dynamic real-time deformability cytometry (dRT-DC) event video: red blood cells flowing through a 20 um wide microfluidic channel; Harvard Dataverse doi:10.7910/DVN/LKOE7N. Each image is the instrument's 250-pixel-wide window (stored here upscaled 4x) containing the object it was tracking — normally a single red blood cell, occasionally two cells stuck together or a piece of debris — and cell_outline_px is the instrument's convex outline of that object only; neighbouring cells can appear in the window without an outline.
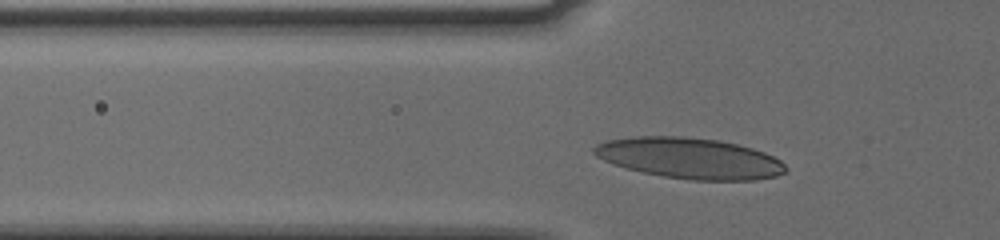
{"species": "human", "species_latin": "Homo sapiens", "temperature_condition": "cold", "stored_images_in_passage": 33, "camera_frame_rate_fps": 3000, "um_per_image_px": 0.085, "donor": {"sex": "male"}, "frame": {"image": 1, "passage_image": 5, "time_ms": 1.333, "image_size_px": [1000, 240], "cell_outline_px": [[788, 168], [784, 172], [776, 176], [756, 180], [692, 180], [664, 176], [644, 172], [612, 164], [596, 156], [592, 152], [592, 148], [596, 144], [608, 140], [632, 136], [684, 136], [720, 140], [752, 148], [764, 152], [780, 160]], "centroid_in_image_um": [58.61, 13.44], "position_along_channel_um": 67.2, "area_um2": 45.6}}
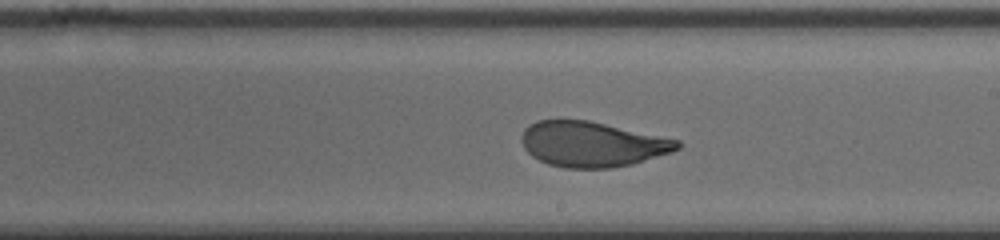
{"frame": {"image": 2, "passage_image": 19, "time_ms": 6.0, "image_size_px": [1000, 240], "cell_outline_px": [[680, 148], [672, 152], [632, 164], [612, 168], [564, 168], [548, 164], [532, 156], [524, 148], [520, 140], [520, 136], [524, 128], [528, 124], [536, 120], [588, 120], [680, 140]], "centroid_in_image_um": [50.3, 12.25], "position_along_channel_um": 238.7, "area_um2": 41.21}}
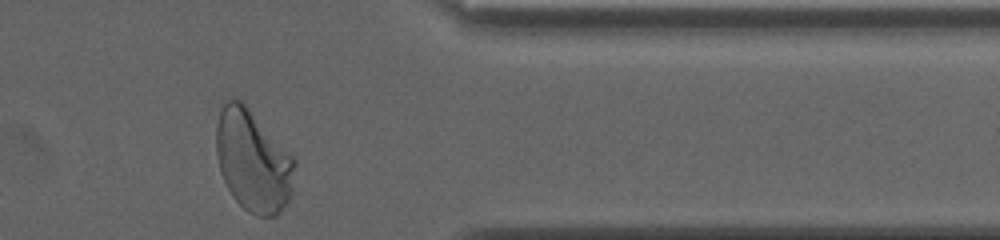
{"frame": {"image": 3, "passage_image": 32, "time_ms": 10.333, "image_size_px": [1000, 240], "cell_outline_px": [[296, 164], [292, 192], [288, 204], [276, 216], [256, 216], [248, 212], [232, 196], [220, 172], [216, 152], [216, 124], [220, 112], [224, 104], [228, 100], [240, 100], [248, 108], [296, 160]], "centroid_in_image_um": [21.52, 13.73], "position_along_channel_um": 389.9, "area_um2": 46.24}, "authors_computed_cell_mechanics": {"area_um2": 42.194, "velocity_mm_per_s": 3.7458, "shape_relaxation_time_tau1_ms": 5.1014, "shape_relaxation_time_tau2_ms": null, "deformation_change_tau1": 0.1824, "deformation_change_tau2": null}}